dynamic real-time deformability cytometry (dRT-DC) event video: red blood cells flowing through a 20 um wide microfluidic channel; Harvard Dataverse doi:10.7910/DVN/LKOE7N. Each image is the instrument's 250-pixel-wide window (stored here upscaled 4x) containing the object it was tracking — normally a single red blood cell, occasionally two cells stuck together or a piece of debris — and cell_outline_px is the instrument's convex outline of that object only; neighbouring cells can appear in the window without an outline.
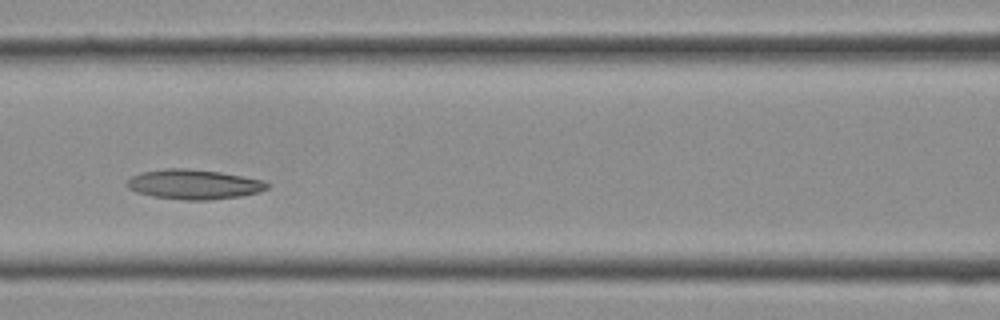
{"species": "Egyptian fruit bat (a non-hibernating species)", "species_latin": "Rousettus aegyptiacus", "temperature_condition": "cold", "stored_images_in_passage": 13, "camera_frame_rate_fps": 3000, "um_per_image_px": 0.085, "frame": {"image": 1, "passage_image": 8, "time_ms": 2.333, "image_size_px": [1000, 320], "cell_outline_px": [[268, 188], [260, 192], [240, 196], [212, 200], [184, 200], [152, 196], [136, 192], [128, 188], [124, 184], [132, 176], [144, 172], [164, 168], [188, 168], [220, 172], [264, 180], [268, 184]], "centroid_in_image_um": [16.47, 15.67], "position_along_channel_um": 150.1, "area_um2": 24.39}}
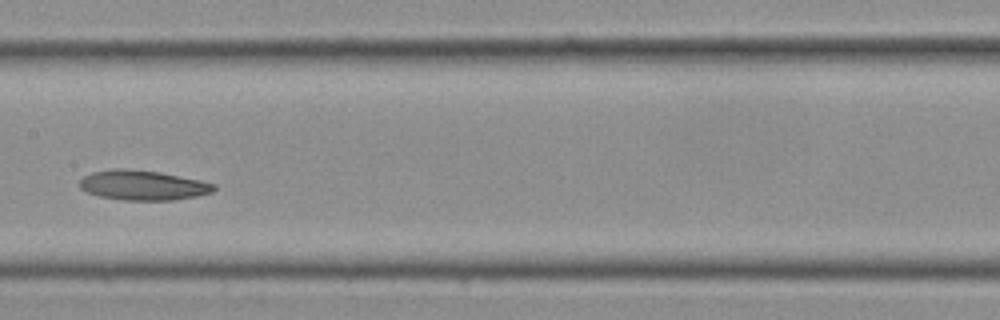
{"frame": {"image": 2, "passage_image": 10, "time_ms": 3.0, "image_size_px": [1000, 320], "cell_outline_px": [[216, 188], [212, 192], [196, 196], [176, 200], [124, 200], [100, 196], [88, 192], [80, 188], [80, 180], [84, 176], [92, 172], [112, 168], [124, 168], [160, 172], [200, 180], [216, 184]], "centroid_in_image_um": [12.16, 15.74], "position_along_channel_um": 195.2, "area_um2": 23.35}}
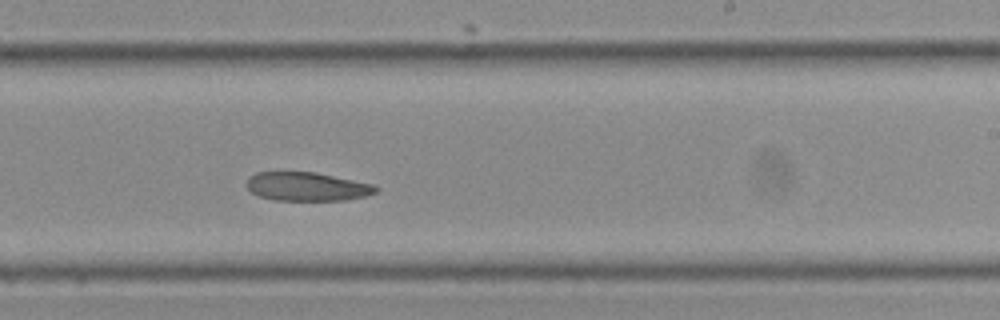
{"frame": {"image": 3, "passage_image": 13, "time_ms": 4.0, "image_size_px": [1000, 320], "cell_outline_px": [[380, 188], [376, 192], [368, 196], [344, 200], [272, 200], [260, 196], [252, 192], [248, 188], [248, 176], [256, 172], [316, 172], [372, 184]], "centroid_in_image_um": [26.12, 15.86], "position_along_channel_um": 262.9, "area_um2": 21.56}}